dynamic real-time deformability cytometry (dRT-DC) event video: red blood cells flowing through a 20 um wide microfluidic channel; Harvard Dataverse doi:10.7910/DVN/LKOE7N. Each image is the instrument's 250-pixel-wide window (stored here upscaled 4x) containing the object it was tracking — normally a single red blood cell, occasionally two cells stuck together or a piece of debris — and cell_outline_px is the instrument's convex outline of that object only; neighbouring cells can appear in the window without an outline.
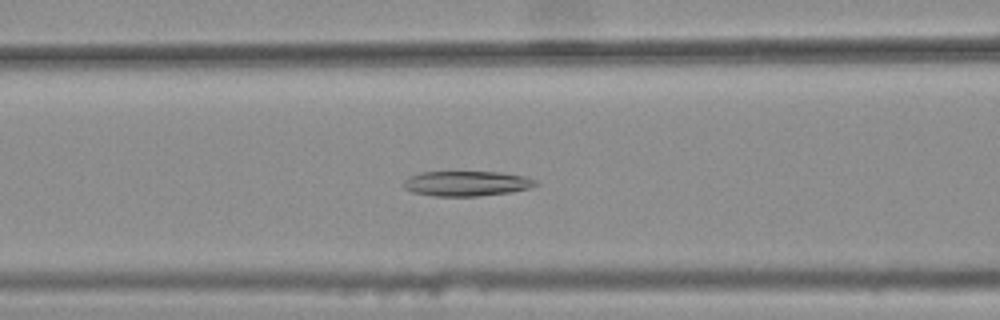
{"species": "common noctule bat (a hibernating species)", "species_latin": "Nyctalus noctula", "temperature_condition": "warm", "stored_images_in_passage": 39, "camera_frame_rate_fps": 3000, "um_per_image_px": 0.085, "animal": {"sex": "female", "body_mass_g": 25.1}, "frame": {"image": 1, "passage_image": 16, "time_ms": 5.0, "image_size_px": [1000, 320], "cell_outline_px": [[540, 184], [528, 188], [512, 192], [480, 196], [436, 196], [412, 192], [404, 188], [404, 180], [420, 172], [500, 172], [524, 176], [536, 180]], "centroid_in_image_um": [39.69, 15.6], "position_along_channel_um": 126.9, "area_um2": 19.25}}
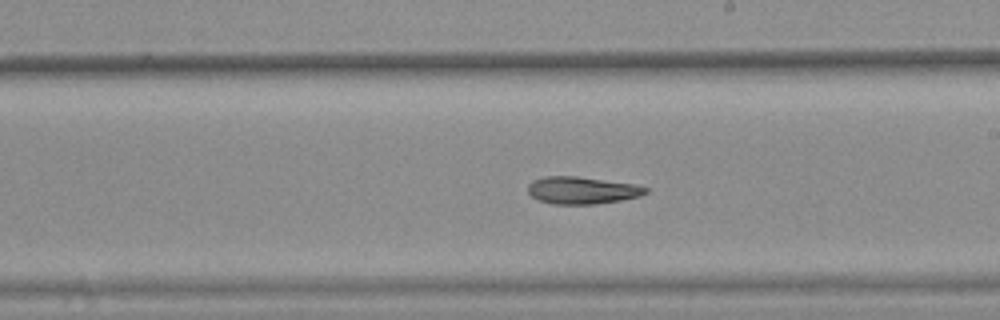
{"frame": {"image": 2, "passage_image": 25, "time_ms": 8.0, "image_size_px": [1000, 320], "cell_outline_px": [[648, 192], [640, 196], [620, 200], [596, 204], [552, 204], [540, 200], [532, 196], [528, 192], [528, 184], [532, 180], [544, 176], [576, 176], [632, 184], [648, 188]], "centroid_in_image_um": [49.44, 16.17], "position_along_channel_um": 239.6, "area_um2": 18.55}}
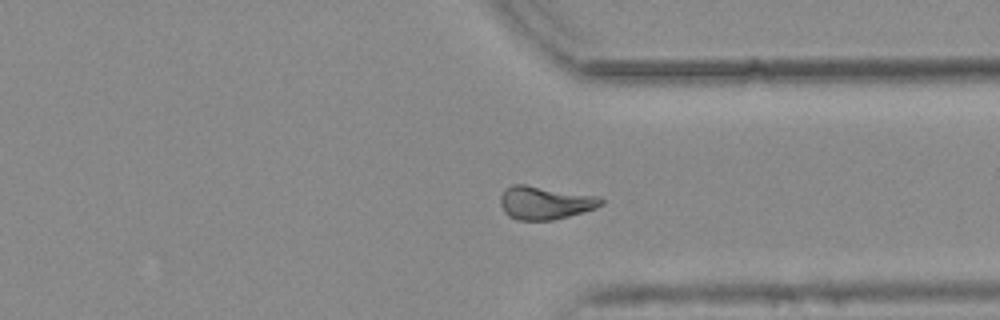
{"frame": {"image": 3, "passage_image": 35, "time_ms": 11.333, "image_size_px": [1000, 320], "cell_outline_px": [[604, 204], [596, 208], [568, 216], [552, 220], [516, 220], [508, 216], [504, 212], [500, 204], [500, 196], [504, 188], [512, 184], [524, 184], [596, 196], [604, 200]], "centroid_in_image_um": [46.27, 17.23], "position_along_channel_um": 365.1, "area_um2": 19.48}, "authors_computed_cell_mechanics": {"area_um2": 19.3052, "velocity_mm_per_s": 3.7636, "shape_relaxation_time_tau1_ms": null, "shape_relaxation_time_tau2_ms": 4.9509, "deformation_change_tau1": null, "deformation_change_tau2": 0.1273}}